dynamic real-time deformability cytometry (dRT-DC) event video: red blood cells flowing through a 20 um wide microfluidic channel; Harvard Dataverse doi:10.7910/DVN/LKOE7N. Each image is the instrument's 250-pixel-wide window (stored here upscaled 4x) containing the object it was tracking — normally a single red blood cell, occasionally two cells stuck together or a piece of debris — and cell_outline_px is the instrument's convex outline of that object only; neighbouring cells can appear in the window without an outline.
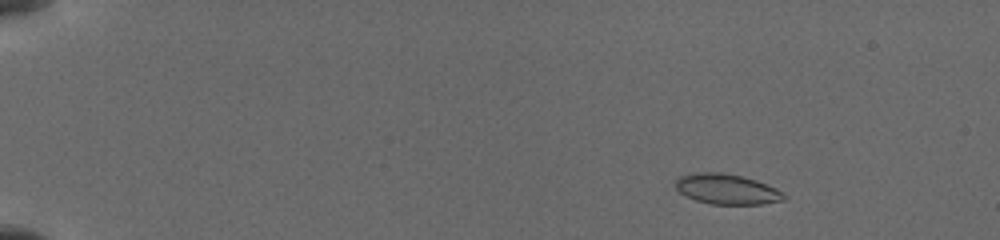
{"species": "common noctule bat (a hibernating species)", "species_latin": "Nyctalus noctula", "temperature_condition": "cold", "stored_images_in_passage": 49, "camera_frame_rate_fps": 3000, "um_per_image_px": 0.085, "animal": {"sex": "female", "body_mass_g": 19.5, "forearm_length_mm": 54.1}, "frame": {"image": 1, "passage_image": 6, "time_ms": 1.667, "image_size_px": [1000, 240], "cell_outline_px": [[788, 196], [784, 200], [764, 204], [712, 204], [696, 200], [680, 192], [676, 188], [676, 180], [680, 176], [692, 172], [720, 172], [740, 176], [756, 180], [776, 188]], "centroid_in_image_um": [61.8, 16.07], "position_along_channel_um": 23.2, "area_um2": 19.07}}
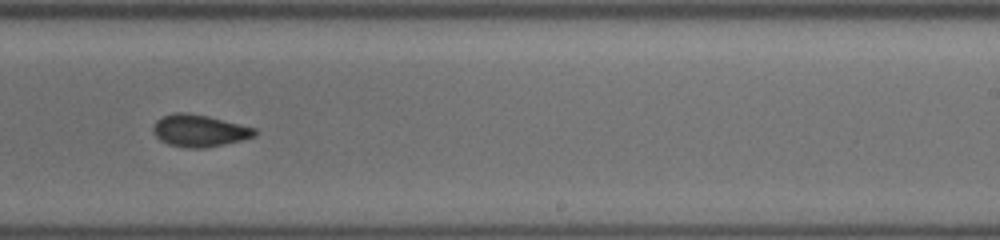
{"frame": {"image": 2, "passage_image": 32, "time_ms": 11.0, "image_size_px": [1000, 240], "cell_outline_px": [[260, 132], [256, 136], [224, 144], [204, 148], [188, 148], [168, 144], [160, 140], [152, 132], [152, 128], [156, 120], [160, 116], [176, 112], [184, 112], [208, 116], [256, 128]], "centroid_in_image_um": [16.94, 11.1], "position_along_channel_um": 272.1, "area_um2": 19.13}}
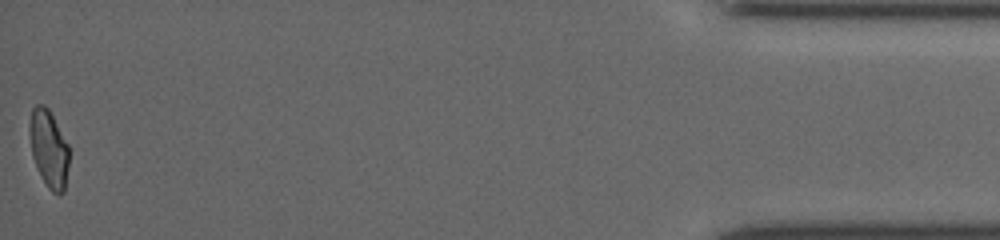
{"frame": {"image": 3, "passage_image": 49, "time_ms": 17.0, "image_size_px": [1000, 240], "cell_outline_px": [[68, 168], [64, 192], [60, 196], [52, 192], [48, 188], [32, 156], [28, 132], [28, 128], [32, 108], [36, 104], [44, 104], [48, 108], [68, 144]], "centroid_in_image_um": [4.14, 12.62], "position_along_channel_um": 431.1, "area_um2": 17.8}}